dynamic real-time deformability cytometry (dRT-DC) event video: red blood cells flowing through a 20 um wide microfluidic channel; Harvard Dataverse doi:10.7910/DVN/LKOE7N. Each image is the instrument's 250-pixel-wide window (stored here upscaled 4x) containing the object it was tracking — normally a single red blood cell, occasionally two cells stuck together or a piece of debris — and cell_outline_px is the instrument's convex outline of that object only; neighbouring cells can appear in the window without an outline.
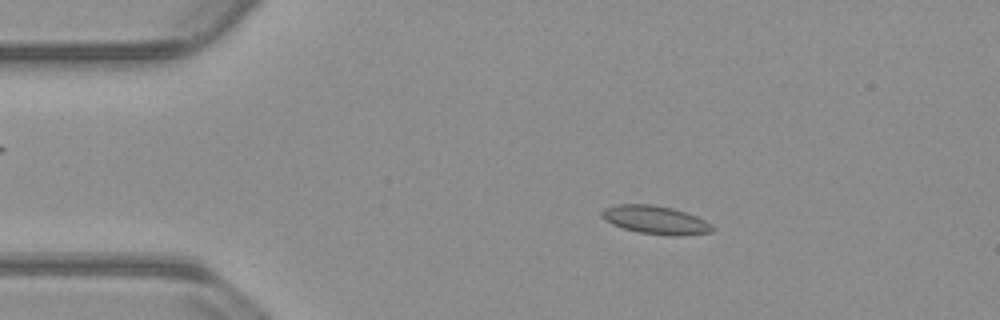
{"species": "common noctule bat (a hibernating species)", "species_latin": "Nyctalus noctula", "temperature_condition": "warm", "stored_images_in_passage": 53, "camera_frame_rate_fps": 3000, "um_per_image_px": 0.085, "animal": {"sex": "male", "body_mass_g": 23.1, "forearm_length_mm": 52.7}, "frame": {"image": 1, "passage_image": 9, "time_ms": 2.667, "image_size_px": [1000, 320], "cell_outline_px": [[712, 232], [680, 236], [668, 236], [636, 232], [612, 224], [604, 220], [600, 216], [600, 212], [604, 208], [616, 204], [652, 204], [672, 208], [696, 216], [712, 224]], "centroid_in_image_um": [55.67, 18.7], "position_along_channel_um": 29.3, "area_um2": 18.38}}
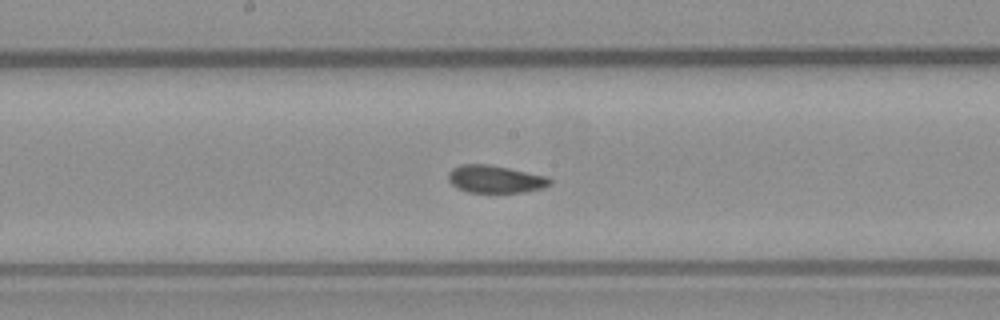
{"frame": {"image": 2, "passage_image": 27, "time_ms": 8.667, "image_size_px": [1000, 320], "cell_outline_px": [[552, 184], [544, 188], [524, 192], [468, 192], [452, 184], [448, 180], [448, 172], [452, 168], [460, 164], [488, 164], [548, 176], [552, 180]], "centroid_in_image_um": [42.12, 15.22], "position_along_channel_um": 206.1, "area_um2": 16.36}}
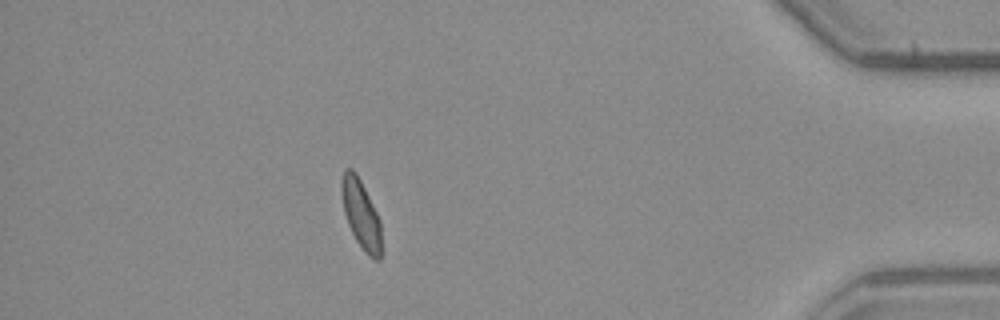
{"frame": {"image": 3, "passage_image": 47, "time_ms": 15.333, "image_size_px": [1000, 320], "cell_outline_px": [[380, 260], [376, 260], [368, 256], [364, 252], [356, 240], [348, 224], [344, 212], [340, 192], [340, 180], [344, 168], [352, 168], [356, 172], [380, 220]], "centroid_in_image_um": [30.64, 18.17], "position_along_channel_um": 404.6, "area_um2": 15.9}, "authors_computed_cell_mechanics": {"area_um2": 16.8198, "velocity_mm_per_s": 3.7815, "shape_relaxation_time_tau1_ms": 4.6294, "shape_relaxation_time_tau2_ms": 1.454, "deformation_change_tau1": 0.1127, "deformation_change_tau2": 0.0653}}